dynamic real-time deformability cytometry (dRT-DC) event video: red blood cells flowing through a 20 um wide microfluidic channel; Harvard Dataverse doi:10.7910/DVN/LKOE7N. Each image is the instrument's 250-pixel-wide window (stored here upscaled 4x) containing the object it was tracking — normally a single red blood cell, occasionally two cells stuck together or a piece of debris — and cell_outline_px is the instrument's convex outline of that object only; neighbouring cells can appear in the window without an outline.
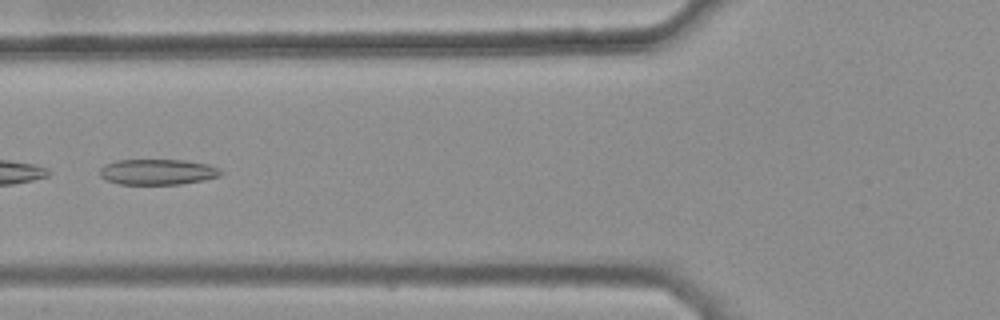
{"species": "common noctule bat (a hibernating species)", "species_latin": "Nyctalus noctula", "temperature_condition": "warm", "stored_images_in_passage": 30, "camera_frame_rate_fps": 3000, "um_per_image_px": 0.085, "animal": {"sex": "female", "body_mass_g": 25.1}, "frame": {"image": 1, "passage_image": 5, "time_ms": 1.333, "image_size_px": [1000, 320], "cell_outline_px": [[224, 172], [220, 176], [204, 180], [180, 184], [120, 184], [104, 180], [100, 176], [100, 168], [104, 164], [116, 160], [184, 160], [208, 164]], "centroid_in_image_um": [13.37, 14.61], "position_along_channel_um": 112.4, "area_um2": 18.15}}
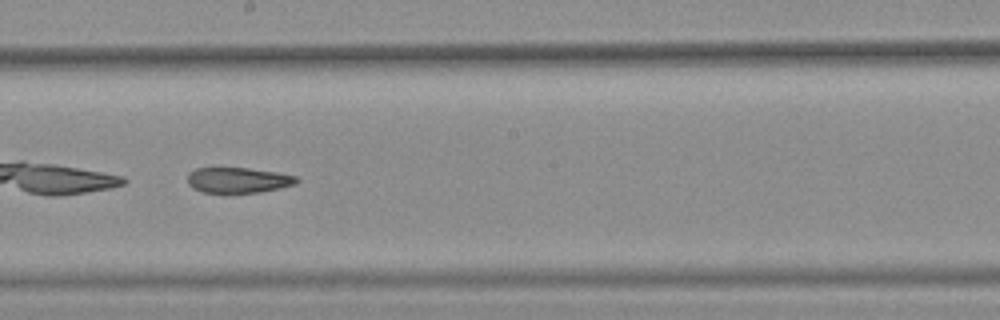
{"frame": {"image": 2, "passage_image": 14, "time_ms": 4.333, "image_size_px": [1000, 320], "cell_outline_px": [[300, 180], [296, 184], [280, 188], [260, 192], [204, 192], [192, 188], [188, 184], [188, 172], [196, 168], [248, 168], [276, 172], [296, 176]], "centroid_in_image_um": [20.25, 15.3], "position_along_channel_um": 228.0, "area_um2": 16.13}}
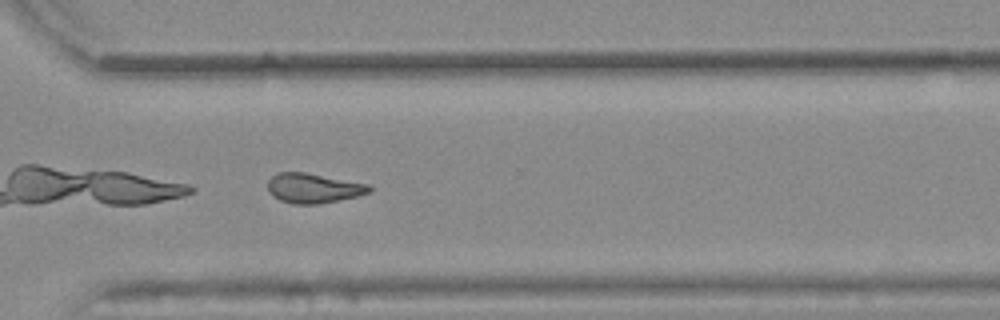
{"frame": {"image": 3, "passage_image": 23, "time_ms": 7.333, "image_size_px": [1000, 320], "cell_outline_px": [[372, 192], [340, 200], [320, 204], [292, 204], [280, 200], [272, 196], [268, 192], [268, 180], [272, 176], [280, 172], [304, 172], [368, 184], [372, 188]], "centroid_in_image_um": [26.62, 16.0], "position_along_channel_um": 344.0, "area_um2": 17.63}, "authors_computed_cell_mechanics": {"area_um2": 17.8024, "velocity_mm_per_s": 3.8555, "shape_relaxation_time_tau1_ms": null, "shape_relaxation_time_tau2_ms": 4.037, "deformation_change_tau1": null, "deformation_change_tau2": 0.1257}}